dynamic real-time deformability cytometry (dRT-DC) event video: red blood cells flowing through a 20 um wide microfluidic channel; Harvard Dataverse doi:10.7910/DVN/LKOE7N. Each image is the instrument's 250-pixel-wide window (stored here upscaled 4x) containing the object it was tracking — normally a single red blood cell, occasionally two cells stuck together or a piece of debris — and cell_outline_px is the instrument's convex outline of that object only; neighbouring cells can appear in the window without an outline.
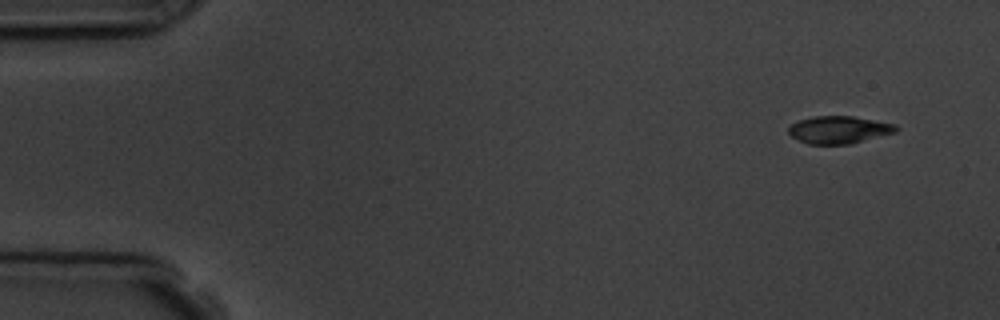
{"species": "common noctule bat (a hibernating species)", "species_latin": "Nyctalus noctula", "temperature_condition": "room temperature", "stored_images_in_passage": 4, "camera_frame_rate_fps": 3000, "um_per_image_px": 0.085, "animal": {"sex": "male", "body_mass_g": 19.5, "forearm_length_mm": 54.6}, "frame": {"image": 1, "passage_image": 1, "time_ms": 0.0, "image_size_px": [1000, 320], "cell_outline_px": [[900, 128], [896, 132], [848, 144], [808, 144], [792, 136], [788, 132], [788, 128], [792, 124], [800, 120], [812, 116], [852, 116], [896, 124]], "centroid_in_image_um": [71.32, 11.02], "position_along_channel_um": 13.7, "area_um2": 17.05}}